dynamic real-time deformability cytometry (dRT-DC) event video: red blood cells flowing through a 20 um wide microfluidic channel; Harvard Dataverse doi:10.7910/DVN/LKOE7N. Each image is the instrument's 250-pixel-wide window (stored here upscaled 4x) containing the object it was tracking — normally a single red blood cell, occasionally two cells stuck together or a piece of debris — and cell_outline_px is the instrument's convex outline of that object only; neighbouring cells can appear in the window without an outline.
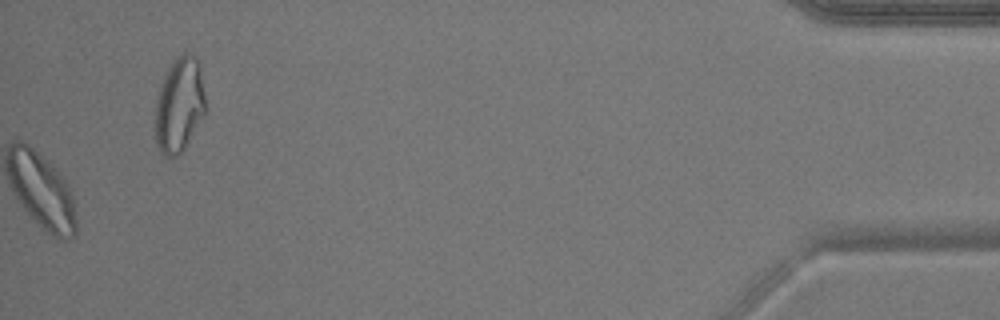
{"species": "common noctule bat (a hibernating species)", "species_latin": "Nyctalus noctula", "temperature_condition": "warm", "stored_images_in_passage": 53, "camera_frame_rate_fps": 3000, "um_per_image_px": 0.085, "animal": {"sex": "male", "body_mass_g": 17.9}, "frame": {"image": 1, "passage_image": 53, "time_ms": 17.333, "image_size_px": [1000, 320], "cell_outline_px": [[204, 112], [184, 148], [176, 156], [164, 156], [160, 152], [156, 144], [156, 100], [164, 76], [172, 60], [176, 56], [184, 52], [188, 52], [196, 56], [200, 64], [204, 92]], "centroid_in_image_um": [15.23, 8.86], "position_along_channel_um": 420.0, "area_um2": 27.4}}